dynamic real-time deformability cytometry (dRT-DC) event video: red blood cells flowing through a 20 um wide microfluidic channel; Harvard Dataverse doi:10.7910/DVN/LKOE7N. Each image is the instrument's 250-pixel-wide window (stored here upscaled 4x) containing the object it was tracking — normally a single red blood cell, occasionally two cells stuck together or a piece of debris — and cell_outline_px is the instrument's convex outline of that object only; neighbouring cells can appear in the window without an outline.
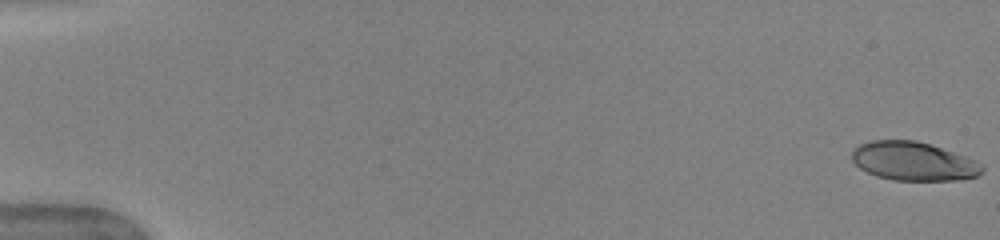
{"species": "human", "species_latin": "Homo sapiens", "temperature_condition": "warm", "stored_images_in_passage": 52, "camera_frame_rate_fps": 3000, "um_per_image_px": 0.085, "donor": {"sex": "female"}, "frame": {"image": 1, "passage_image": 1, "time_ms": 0.0, "image_size_px": [1000, 240], "cell_outline_px": [[984, 172], [980, 176], [956, 180], [892, 180], [876, 176], [860, 168], [852, 160], [852, 152], [860, 144], [872, 140], [916, 140], [976, 160], [984, 164]], "centroid_in_image_um": [77.68, 13.72], "position_along_channel_um": 7.3, "area_um2": 29.3}}
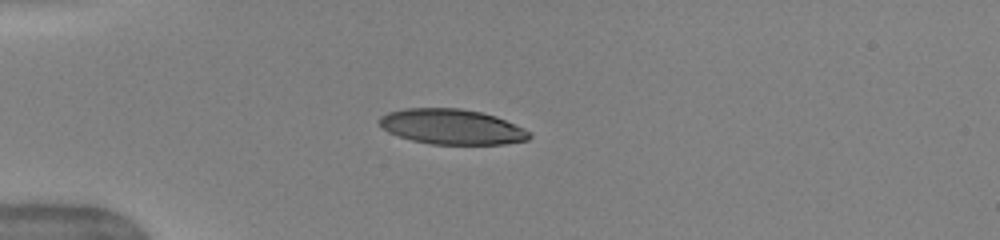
{"frame": {"image": 2, "passage_image": 15, "time_ms": 4.667, "image_size_px": [1000, 240], "cell_outline_px": [[532, 136], [528, 140], [504, 144], [432, 144], [412, 140], [388, 132], [376, 120], [380, 116], [388, 112], [404, 108], [460, 108], [480, 112], [496, 116], [524, 128], [532, 132]], "centroid_in_image_um": [38.42, 10.77], "position_along_channel_um": 46.6, "area_um2": 30.87}}
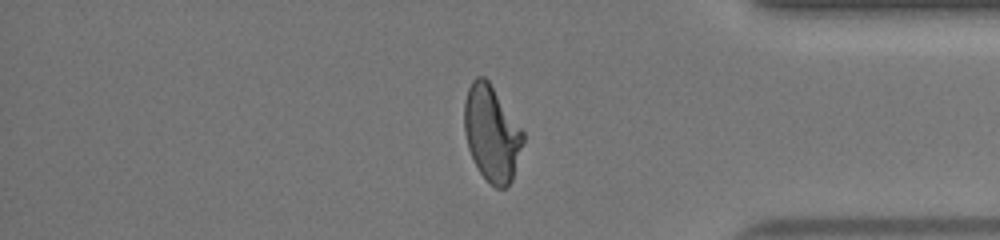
{"frame": {"image": 3, "passage_image": 44, "time_ms": 14.333, "image_size_px": [1000, 240], "cell_outline_px": [[524, 140], [512, 180], [504, 188], [496, 188], [480, 172], [468, 148], [464, 132], [464, 100], [468, 88], [472, 80], [476, 76], [484, 76], [488, 80], [524, 132]], "centroid_in_image_um": [41.78, 11.31], "position_along_channel_um": 393.4, "area_um2": 32.48}, "authors_computed_cell_mechanics": {"area_um2": 32.4836, "velocity_mm_per_s": 4.0129, "shape_relaxation_time_tau1_ms": 4.7747, "shape_relaxation_time_tau2_ms": 1.0156, "deformation_change_tau1": 0.2184, "deformation_change_tau2": 0.0821}}